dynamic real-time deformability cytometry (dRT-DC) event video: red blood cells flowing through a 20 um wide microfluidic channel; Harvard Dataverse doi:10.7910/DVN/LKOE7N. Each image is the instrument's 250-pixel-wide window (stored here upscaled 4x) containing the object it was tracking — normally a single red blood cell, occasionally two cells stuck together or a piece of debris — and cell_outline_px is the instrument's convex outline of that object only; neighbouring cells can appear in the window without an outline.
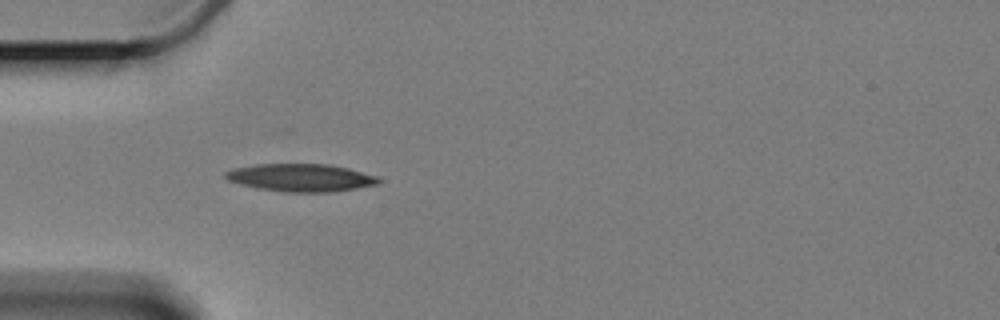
{"species": "Egyptian fruit bat (a non-hibernating species)", "species_latin": "Rousettus aegyptiacus", "temperature_condition": "cold", "stored_images_in_passage": 2, "camera_frame_rate_fps": 3000, "um_per_image_px": 0.085, "animal": {"sex": "female"}, "frame": {"image": 1, "passage_image": 2, "time_ms": 1.333, "image_size_px": [1000, 320], "cell_outline_px": [[380, 180], [376, 184], [356, 188], [332, 192], [284, 192], [260, 188], [240, 184], [228, 180], [224, 176], [224, 172], [232, 168], [252, 164], [328, 164], [348, 168], [376, 176]], "centroid_in_image_um": [25.51, 15.09], "position_along_channel_um": 59.5, "area_um2": 24.62}}